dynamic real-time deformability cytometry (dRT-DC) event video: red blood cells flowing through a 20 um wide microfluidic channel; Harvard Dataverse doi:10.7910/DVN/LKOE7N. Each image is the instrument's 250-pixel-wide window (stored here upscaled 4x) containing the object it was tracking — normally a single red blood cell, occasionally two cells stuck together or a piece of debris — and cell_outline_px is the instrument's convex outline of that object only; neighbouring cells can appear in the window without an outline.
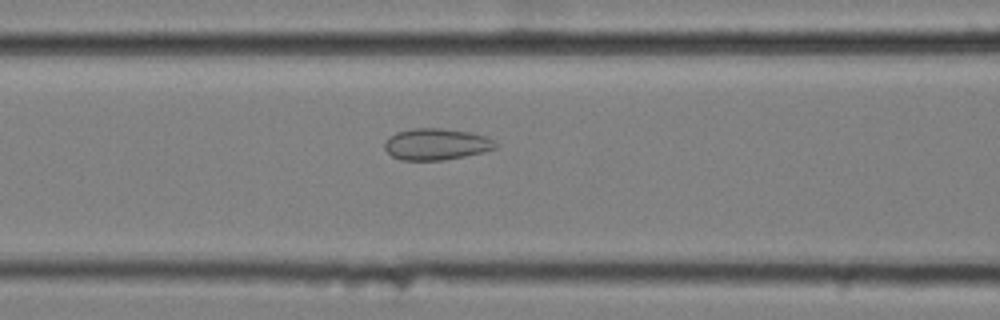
{"species": "common noctule bat (a hibernating species)", "species_latin": "Nyctalus noctula", "temperature_condition": "cold", "stored_images_in_passage": 42, "camera_frame_rate_fps": 3000, "um_per_image_px": 0.085, "animal": {"sex": "female", "body_mass_g": 25.1}, "frame": {"image": 1, "passage_image": 18, "time_ms": 5.667, "image_size_px": [1000, 320], "cell_outline_px": [[500, 144], [496, 148], [464, 156], [444, 160], [400, 160], [392, 156], [384, 148], [384, 140], [396, 132], [412, 128], [440, 128], [472, 132], [496, 140]], "centroid_in_image_um": [37.08, 12.25], "position_along_channel_um": 129.5, "area_um2": 20.52}}
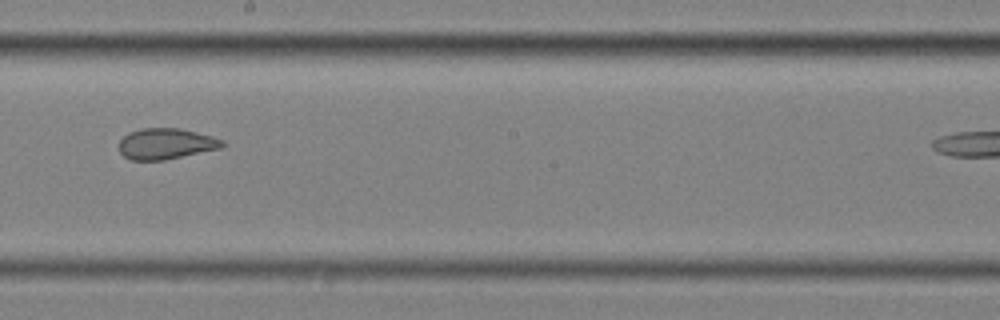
{"frame": {"image": 2, "passage_image": 27, "time_ms": 8.667, "image_size_px": [1000, 320], "cell_outline_px": [[224, 144], [220, 148], [164, 160], [132, 160], [124, 156], [120, 152], [120, 140], [128, 132], [144, 128], [180, 128], [212, 136], [224, 140]], "centroid_in_image_um": [14.1, 12.21], "position_along_channel_um": 234.1, "area_um2": 18.44}}
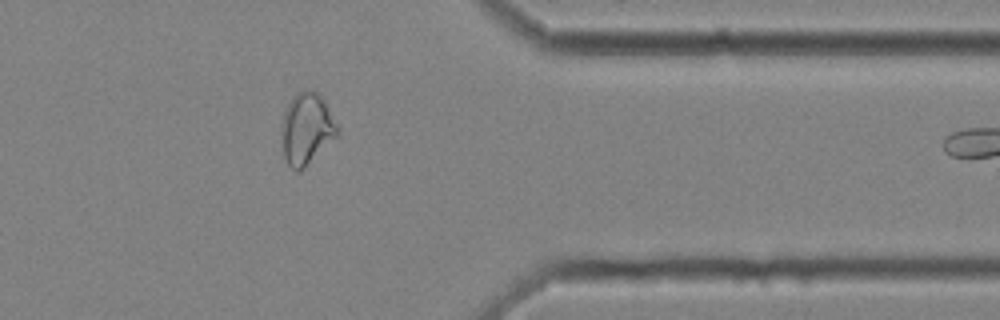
{"frame": {"image": 3, "passage_image": 41, "time_ms": 13.333, "image_size_px": [1000, 320], "cell_outline_px": [[336, 136], [300, 172], [296, 172], [288, 164], [284, 156], [284, 112], [292, 96], [296, 92], [312, 88], [324, 100], [336, 124]], "centroid_in_image_um": [26.06, 10.92], "position_along_channel_um": 385.3, "area_um2": 22.37}}